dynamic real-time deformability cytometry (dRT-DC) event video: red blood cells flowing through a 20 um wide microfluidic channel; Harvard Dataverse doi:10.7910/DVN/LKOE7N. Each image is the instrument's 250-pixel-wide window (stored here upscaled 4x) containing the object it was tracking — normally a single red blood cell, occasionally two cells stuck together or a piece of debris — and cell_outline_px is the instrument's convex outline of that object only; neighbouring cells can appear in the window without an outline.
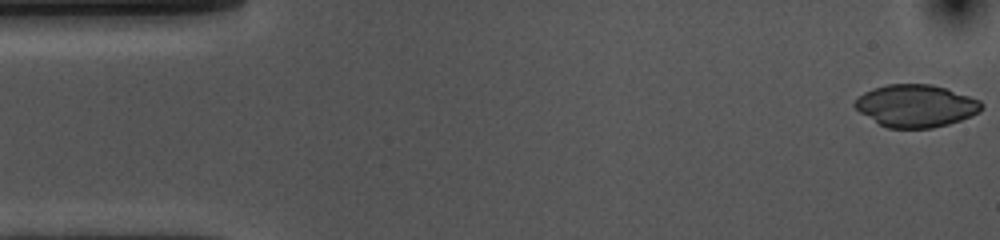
{"species": "common noctule bat (a hibernating species)", "species_latin": "Nyctalus noctula", "temperature_condition": "cold", "stored_images_in_passage": 11, "camera_frame_rate_fps": 3000, "um_per_image_px": 0.085, "animal": {"sex": "female", "body_mass_g": 10.0, "forearm_length_mm": 53.1}, "frame": {"image": 1, "passage_image": 1, "time_ms": 0.0, "image_size_px": [1000, 240], "cell_outline_px": [[984, 108], [980, 112], [972, 116], [948, 124], [932, 128], [888, 128], [880, 124], [860, 112], [852, 104], [864, 92], [872, 88], [888, 84], [932, 84], [980, 100], [984, 104]], "centroid_in_image_um": [77.87, 8.99], "position_along_channel_um": 7.1, "area_um2": 31.21}}